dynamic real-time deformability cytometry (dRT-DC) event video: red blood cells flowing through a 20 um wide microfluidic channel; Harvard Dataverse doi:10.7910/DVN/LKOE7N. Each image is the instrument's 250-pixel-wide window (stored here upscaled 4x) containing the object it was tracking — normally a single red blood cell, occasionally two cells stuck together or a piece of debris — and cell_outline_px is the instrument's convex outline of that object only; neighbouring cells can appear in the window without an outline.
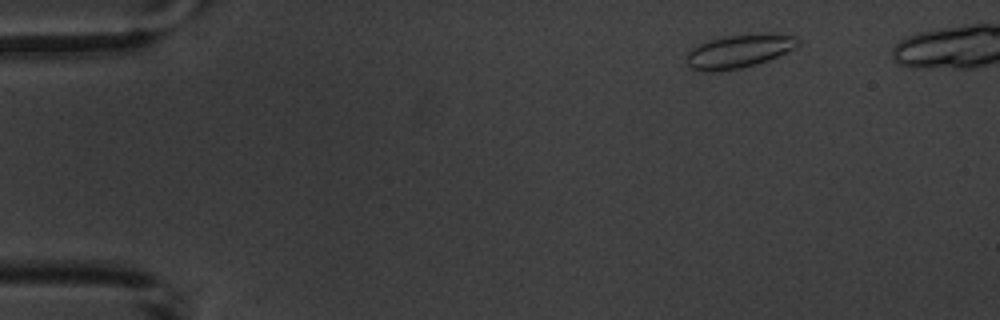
{"species": "common noctule bat (a hibernating species)", "species_latin": "Nyctalus noctula", "temperature_condition": "warm", "stored_images_in_passage": 6, "camera_frame_rate_fps": 3000, "um_per_image_px": 0.085, "animal": {"sex": "male", "body_mass_g": 20.1, "forearm_length_mm": 53.5}, "frame": {"image": 1, "passage_image": 2, "time_ms": 1.333, "image_size_px": [1000, 320], "cell_outline_px": [[800, 44], [796, 48], [768, 60], [756, 64], [740, 68], [712, 72], [708, 72], [692, 68], [688, 64], [688, 52], [692, 48], [700, 44], [724, 36], [800, 36]], "centroid_in_image_um": [62.81, 4.39], "position_along_channel_um": 22.2, "area_um2": 20.69}}